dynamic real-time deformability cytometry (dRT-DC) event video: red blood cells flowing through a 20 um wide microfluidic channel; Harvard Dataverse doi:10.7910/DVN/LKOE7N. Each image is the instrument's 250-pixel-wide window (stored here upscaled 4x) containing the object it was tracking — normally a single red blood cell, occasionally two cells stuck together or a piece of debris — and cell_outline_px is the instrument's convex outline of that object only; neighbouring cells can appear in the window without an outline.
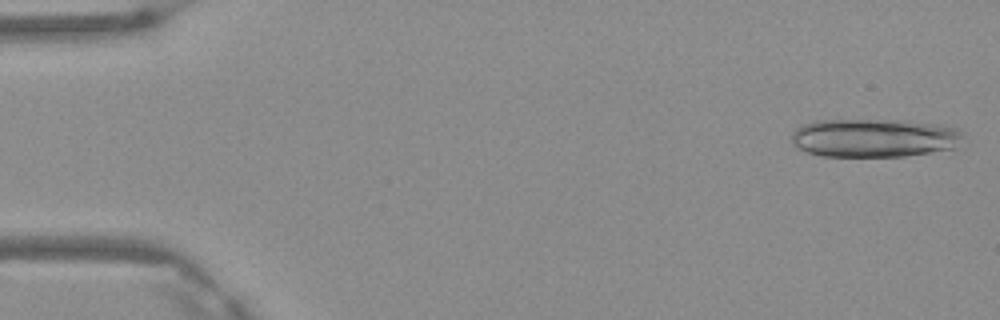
{"species": "Egyptian fruit bat (a non-hibernating species)", "species_latin": "Rousettus aegyptiacus", "temperature_condition": "warm", "stored_images_in_passage": 6, "segment_of_instrument_passage": [1, 2], "camera_frame_rate_fps": 3000, "um_per_image_px": 0.085, "frame": {"image": 1, "passage_image": 1, "time_ms": 0.0, "image_size_px": [1000, 320], "cell_outline_px": [[964, 136], [956, 148], [932, 152], [904, 156], [820, 156], [796, 148], [792, 140], [792, 132], [796, 128], [804, 124], [816, 120], [904, 120], [940, 124], [956, 128], [964, 132]], "centroid_in_image_um": [74.34, 11.71], "position_along_channel_um": 10.7, "area_um2": 38.84}}